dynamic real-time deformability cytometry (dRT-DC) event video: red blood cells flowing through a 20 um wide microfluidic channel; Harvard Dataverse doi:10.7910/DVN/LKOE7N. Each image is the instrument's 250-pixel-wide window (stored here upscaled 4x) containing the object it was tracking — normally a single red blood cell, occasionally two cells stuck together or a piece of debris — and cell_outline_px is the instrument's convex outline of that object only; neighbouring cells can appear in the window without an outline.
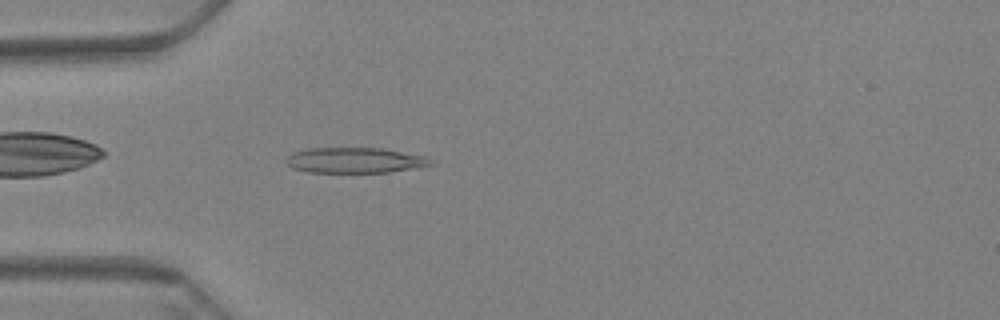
{"species": "Egyptian fruit bat (a non-hibernating species)", "species_latin": "Rousettus aegyptiacus", "temperature_condition": "warm", "stored_images_in_passage": 47, "camera_frame_rate_fps": 3000, "um_per_image_px": 0.085, "animal": {"sex": "female"}, "frame": {"image": 1, "passage_image": 3, "time_ms": 0.667, "image_size_px": [1000, 320], "cell_outline_px": [[436, 164], [420, 168], [388, 172], [308, 172], [292, 168], [284, 160], [292, 152], [304, 148], [384, 148], [428, 156]], "centroid_in_image_um": [30.23, 13.62], "position_along_channel_um": 54.8, "area_um2": 21.91}}
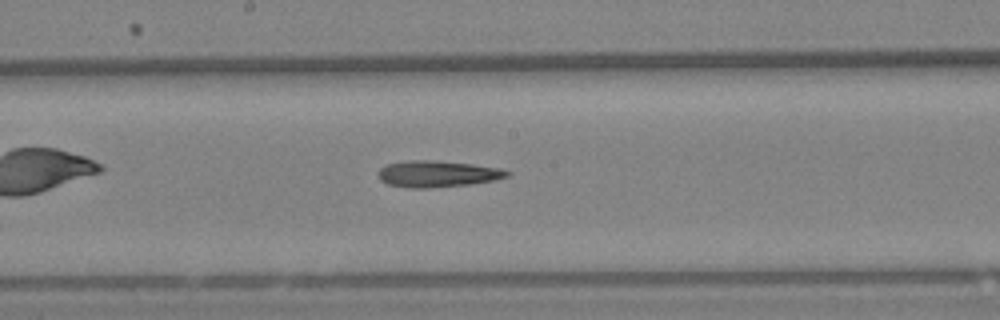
{"frame": {"image": 2, "passage_image": 18, "time_ms": 5.667, "image_size_px": [1000, 320], "cell_outline_px": [[512, 172], [508, 176], [492, 180], [468, 184], [428, 188], [412, 188], [388, 184], [380, 180], [380, 168], [388, 164], [412, 160], [432, 160], [472, 164], [500, 168]], "centroid_in_image_um": [37.2, 14.77], "position_along_channel_um": 211.0, "area_um2": 19.48}}
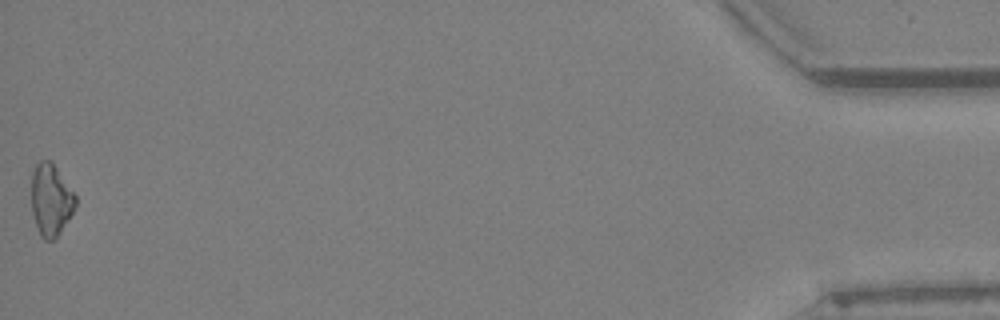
{"frame": {"image": 3, "passage_image": 47, "time_ms": 15.333, "image_size_px": [1000, 320], "cell_outline_px": [[76, 204], [72, 212], [60, 232], [52, 240], [44, 240], [40, 236], [32, 212], [32, 172], [36, 164], [40, 160], [48, 160], [56, 168], [76, 196]], "centroid_in_image_um": [4.3, 16.99], "position_along_channel_um": 430.9, "area_um2": 18.03}}